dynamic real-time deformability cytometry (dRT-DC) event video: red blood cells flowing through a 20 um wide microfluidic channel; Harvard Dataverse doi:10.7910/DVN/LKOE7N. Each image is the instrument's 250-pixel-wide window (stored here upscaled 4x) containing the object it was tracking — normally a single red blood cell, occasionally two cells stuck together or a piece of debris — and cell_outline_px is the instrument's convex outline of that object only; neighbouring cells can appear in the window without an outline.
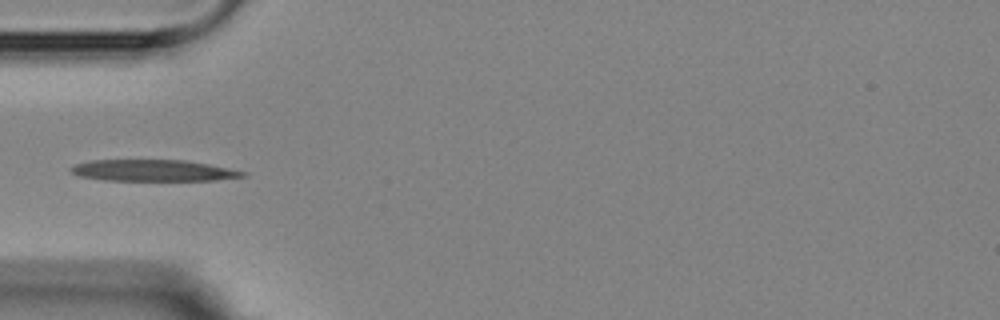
{"species": "Egyptian fruit bat (a non-hibernating species)", "species_latin": "Rousettus aegyptiacus", "temperature_condition": "room temperature", "stored_images_in_passage": 3, "camera_frame_rate_fps": 3000, "um_per_image_px": 0.085, "animal": {"sex": "female"}, "frame": {"image": 1, "passage_image": 3, "time_ms": 2.333, "image_size_px": [1000, 320], "cell_outline_px": [[248, 176], [216, 180], [104, 180], [80, 176], [72, 172], [68, 168], [76, 164], [92, 160], [184, 160], [208, 164], [248, 172]], "centroid_in_image_um": [13.05, 14.49], "position_along_channel_um": 71.9, "area_um2": 21.33}}